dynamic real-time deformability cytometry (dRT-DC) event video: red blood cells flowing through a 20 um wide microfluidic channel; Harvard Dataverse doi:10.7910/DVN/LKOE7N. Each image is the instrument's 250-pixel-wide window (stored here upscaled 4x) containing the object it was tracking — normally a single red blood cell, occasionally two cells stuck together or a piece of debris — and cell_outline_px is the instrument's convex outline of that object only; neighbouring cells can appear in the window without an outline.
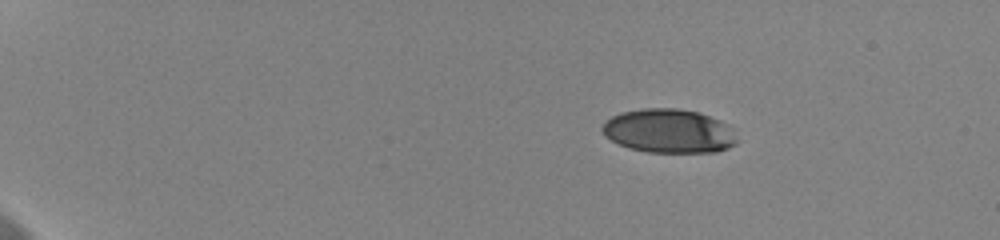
{"species": "human", "species_latin": "Homo sapiens", "temperature_condition": "cold", "stored_images_in_passage": 49, "camera_frame_rate_fps": 3000, "um_per_image_px": 0.085, "donor": {"sex": "female"}, "frame": {"image": 1, "passage_image": 1, "time_ms": 0.0, "image_size_px": [1000, 240], "cell_outline_px": [[736, 144], [728, 148], [716, 152], [648, 152], [628, 148], [604, 136], [600, 128], [604, 120], [620, 112], [644, 108], [676, 108], [696, 112], [720, 120], [728, 124], [736, 140]], "centroid_in_image_um": [56.8, 11.13], "position_along_channel_um": 28.2, "area_um2": 34.51}}
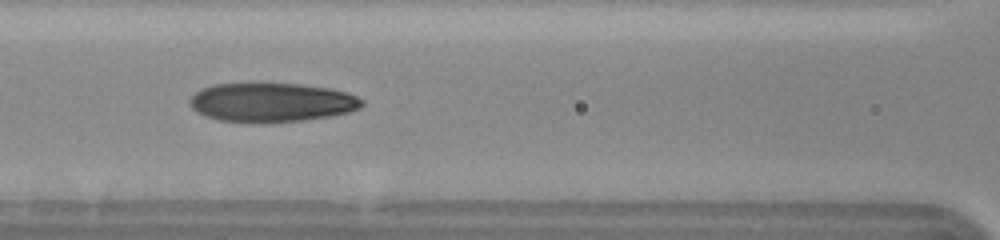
{"frame": {"image": 2, "passage_image": 20, "time_ms": 6.333, "image_size_px": [1000, 240], "cell_outline_px": [[364, 104], [360, 108], [348, 112], [332, 116], [304, 120], [260, 124], [252, 124], [220, 120], [196, 112], [188, 104], [188, 100], [200, 88], [212, 84], [252, 80], [256, 80], [300, 84], [332, 88], [348, 92], [364, 100]], "centroid_in_image_um": [23.04, 8.66], "position_along_channel_um": 143.6, "area_um2": 41.1}}
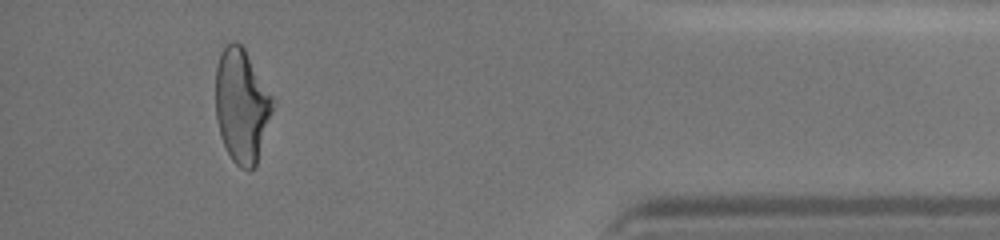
{"frame": {"image": 3, "passage_image": 45, "time_ms": 14.667, "image_size_px": [1000, 240], "cell_outline_px": [[276, 104], [256, 164], [248, 172], [240, 168], [232, 160], [220, 136], [216, 120], [216, 68], [220, 56], [224, 48], [232, 40], [236, 40], [244, 48], [276, 100]], "centroid_in_image_um": [20.57, 8.99], "position_along_channel_um": 414.6, "area_um2": 38.26}, "authors_computed_cell_mechanics": {"area_um2": 38.2636, "velocity_mm_per_s": 3.6629, "shape_relaxation_time_tau1_ms": 5.3149, "shape_relaxation_time_tau2_ms": 1.9991, "deformation_change_tau1": 0.1838, "deformation_change_tau2": 0.0938}}